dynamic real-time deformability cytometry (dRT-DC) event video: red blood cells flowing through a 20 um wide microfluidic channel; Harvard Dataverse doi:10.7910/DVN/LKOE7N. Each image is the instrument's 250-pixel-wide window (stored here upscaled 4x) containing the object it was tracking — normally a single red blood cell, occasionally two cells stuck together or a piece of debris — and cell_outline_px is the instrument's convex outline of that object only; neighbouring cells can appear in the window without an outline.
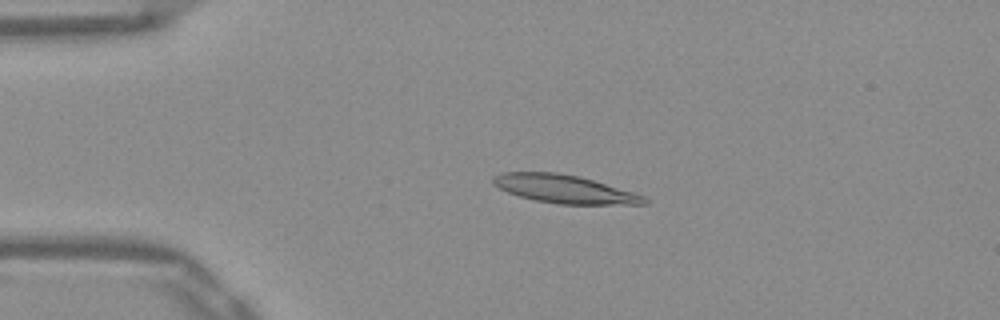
{"species": "Egyptian fruit bat (a non-hibernating species)", "species_latin": "Rousettus aegyptiacus", "temperature_condition": "warm", "stored_images_in_passage": 50, "camera_frame_rate_fps": 3000, "um_per_image_px": 0.085, "frame": {"image": 1, "passage_image": 10, "time_ms": 3.0, "image_size_px": [1000, 320], "cell_outline_px": [[648, 204], [560, 204], [536, 200], [520, 196], [508, 192], [492, 184], [492, 176], [500, 172], [556, 172], [580, 176], [632, 192], [644, 196], [648, 200]], "centroid_in_image_um": [47.94, 16.05], "position_along_channel_um": 37.1, "area_um2": 24.68}}
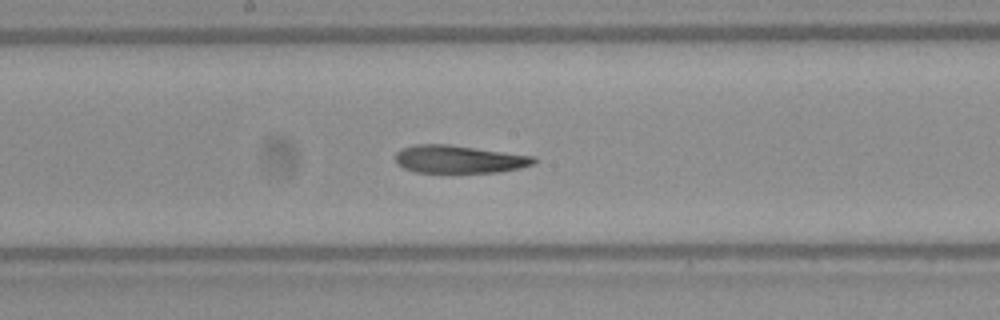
{"frame": {"image": 2, "passage_image": 26, "time_ms": 8.333, "image_size_px": [1000, 320], "cell_outline_px": [[536, 160], [532, 164], [520, 168], [496, 172], [416, 172], [404, 168], [396, 164], [396, 152], [400, 148], [416, 144], [448, 144], [536, 156]], "centroid_in_image_um": [38.99, 13.52], "position_along_channel_um": 209.2, "area_um2": 22.43}}
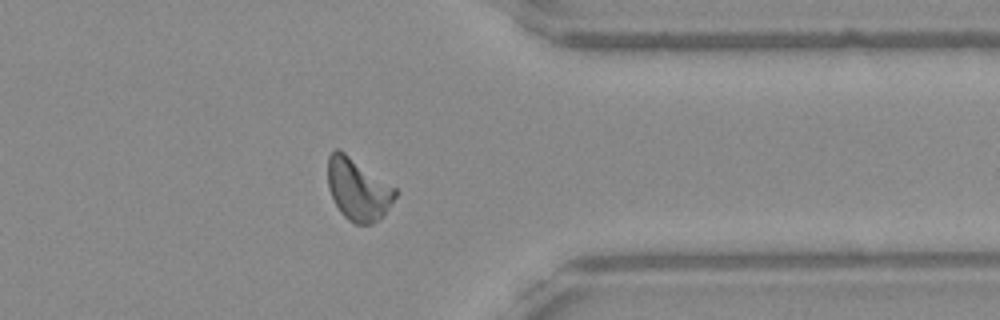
{"frame": {"image": 3, "passage_image": 40, "time_ms": 13.0, "image_size_px": [1000, 320], "cell_outline_px": [[400, 192], [384, 216], [380, 220], [372, 224], [356, 224], [348, 220], [340, 212], [328, 188], [328, 156], [336, 148], [340, 148], [396, 188]], "centroid_in_image_um": [30.46, 16.1], "position_along_channel_um": 380.9, "area_um2": 24.74}, "authors_computed_cell_mechanics": {"area_um2": 23.409, "velocity_mm_per_s": 3.8799, "shape_relaxation_time_tau1_ms": null, "shape_relaxation_time_tau2_ms": 1.5725, "deformation_change_tau1": null, "deformation_change_tau2": 0.1057}}